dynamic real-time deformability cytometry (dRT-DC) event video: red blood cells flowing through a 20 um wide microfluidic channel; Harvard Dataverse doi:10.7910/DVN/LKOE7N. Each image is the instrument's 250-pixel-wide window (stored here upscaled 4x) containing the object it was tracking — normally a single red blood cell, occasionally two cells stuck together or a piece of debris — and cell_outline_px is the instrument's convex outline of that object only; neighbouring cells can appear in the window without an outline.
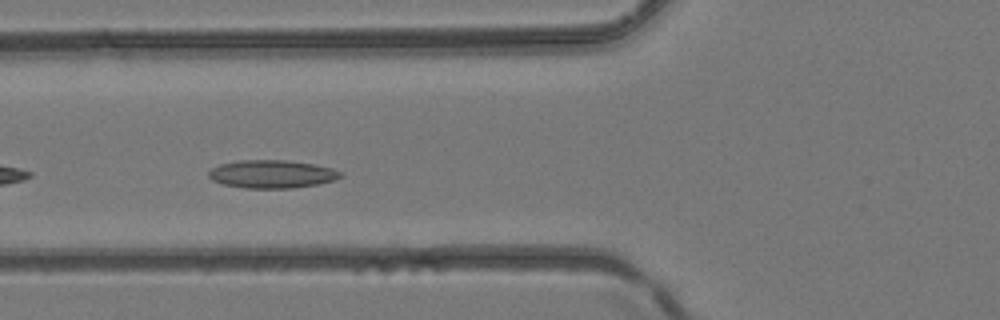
{"species": "common noctule bat (a hibernating species)", "species_latin": "Nyctalus noctula", "temperature_condition": "room temperature", "stored_images_in_passage": 4, "camera_frame_rate_fps": 3000, "um_per_image_px": 0.085, "animal": {"sex": "female", "body_mass_g": 24.6, "forearm_length_mm": 56.2}, "frame": {"image": 1, "passage_image": 4, "time_ms": 1.0, "image_size_px": [1000, 320], "cell_outline_px": [[344, 176], [332, 180], [316, 184], [292, 188], [244, 188], [224, 184], [212, 180], [208, 176], [208, 172], [212, 168], [220, 164], [240, 160], [288, 160], [312, 164], [332, 168], [344, 172]], "centroid_in_image_um": [23.12, 14.79], "position_along_channel_um": 102.7, "area_um2": 21.5}}